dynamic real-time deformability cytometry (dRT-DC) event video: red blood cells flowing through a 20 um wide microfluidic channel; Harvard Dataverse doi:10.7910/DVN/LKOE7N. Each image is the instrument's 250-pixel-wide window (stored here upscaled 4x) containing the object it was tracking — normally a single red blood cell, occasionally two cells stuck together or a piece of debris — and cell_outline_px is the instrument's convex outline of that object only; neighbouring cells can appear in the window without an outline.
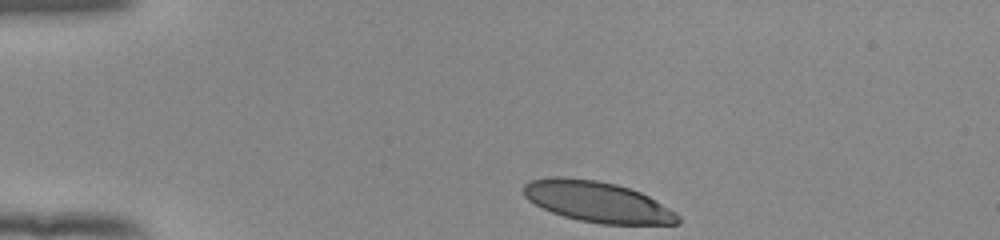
{"species": "human", "species_latin": "Homo sapiens", "temperature_condition": "room temperature", "stored_images_in_passage": 36, "camera_frame_rate_fps": 3000, "um_per_image_px": 0.085, "donor": {"sex": "female"}, "frame": {"image": 1, "passage_image": 1, "time_ms": 0.0, "image_size_px": [1000, 240], "cell_outline_px": [[680, 224], [600, 224], [580, 220], [564, 216], [552, 212], [528, 200], [524, 196], [524, 184], [532, 180], [552, 176], [556, 176], [596, 180], [616, 184], [640, 192], [648, 196], [676, 212], [680, 216]], "centroid_in_image_um": [50.79, 17.15], "position_along_channel_um": 34.2, "area_um2": 36.41}}
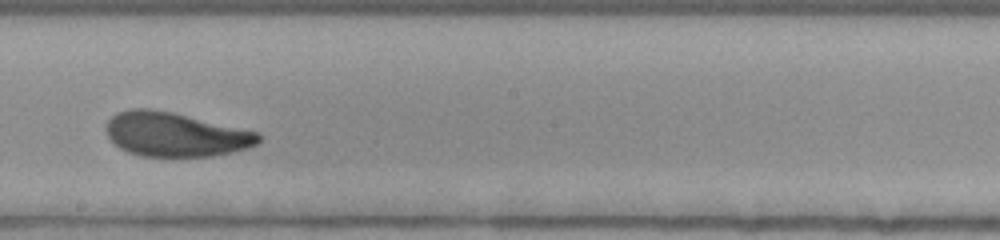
{"frame": {"image": 2, "passage_image": 21, "time_ms": 6.667, "image_size_px": [1000, 240], "cell_outline_px": [[260, 140], [256, 144], [248, 148], [232, 152], [212, 156], [140, 156], [128, 152], [120, 148], [108, 136], [108, 120], [116, 112], [128, 108], [152, 108], [172, 112], [256, 132], [260, 136]], "centroid_in_image_um": [14.87, 11.42], "position_along_channel_um": 233.3, "area_um2": 38.84}}
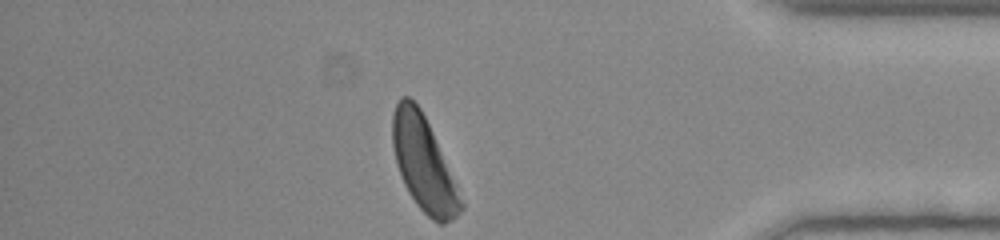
{"frame": {"image": 3, "passage_image": 36, "time_ms": 11.667, "image_size_px": [1000, 240], "cell_outline_px": [[464, 208], [452, 220], [444, 224], [440, 224], [432, 220], [416, 204], [408, 192], [400, 176], [396, 164], [392, 144], [392, 116], [396, 104], [400, 96], [408, 96], [420, 108], [432, 132], [456, 184], [464, 204]], "centroid_in_image_um": [35.99, 13.94], "position_along_channel_um": 399.2, "area_um2": 37.17}, "authors_computed_cell_mechanics": {"area_um2": 39.2751, "velocity_mm_per_s": 3.8808, "shape_relaxation_time_tau1_ms": 3.6109, "shape_relaxation_time_tau2_ms": 1.1224, "deformation_change_tau1": 0.1655, "deformation_change_tau2": 0.0688}}